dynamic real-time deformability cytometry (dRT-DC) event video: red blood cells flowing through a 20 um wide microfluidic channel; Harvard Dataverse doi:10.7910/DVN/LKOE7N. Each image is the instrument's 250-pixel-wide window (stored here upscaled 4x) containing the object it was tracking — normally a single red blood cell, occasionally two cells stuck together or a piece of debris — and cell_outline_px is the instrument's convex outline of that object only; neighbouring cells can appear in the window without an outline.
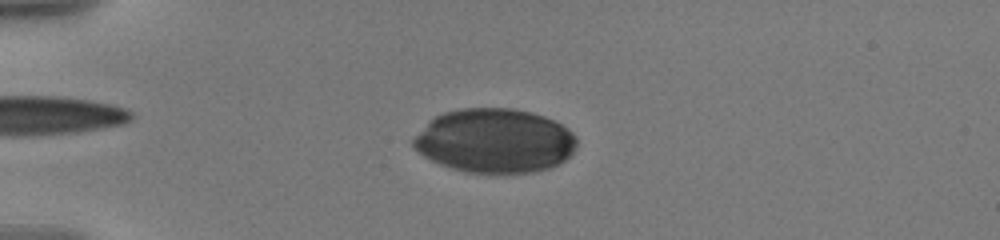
{"species": "human", "species_latin": "Homo sapiens", "temperature_condition": "warm", "stored_images_in_passage": 45, "camera_frame_rate_fps": 3000, "um_per_image_px": 0.085, "donor": {"sex": "male"}, "frame": {"image": 1, "passage_image": 10, "time_ms": 3.667, "image_size_px": [1000, 240], "cell_outline_px": [[576, 148], [572, 156], [548, 168], [532, 172], [468, 172], [452, 168], [440, 164], [424, 156], [412, 144], [412, 140], [428, 120], [444, 112], [460, 108], [512, 108], [532, 112], [556, 120], [568, 128], [576, 136]], "centroid_in_image_um": [42.08, 11.94], "position_along_channel_um": 42.9, "area_um2": 61.09}}
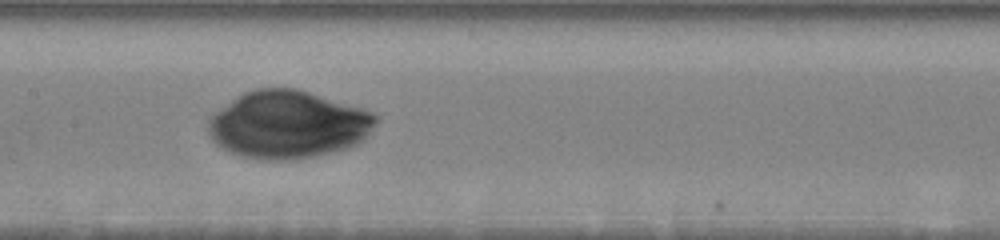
{"frame": {"image": 2, "passage_image": 24, "time_ms": 8.667, "image_size_px": [1000, 240], "cell_outline_px": [[380, 120], [364, 140], [348, 148], [312, 156], [292, 160], [260, 160], [240, 156], [228, 152], [220, 148], [212, 140], [208, 132], [208, 120], [216, 112], [236, 96], [244, 92], [256, 88], [296, 88], [364, 108], [380, 116]], "centroid_in_image_um": [24.5, 10.59], "position_along_channel_um": 182.9, "area_um2": 66.64}}
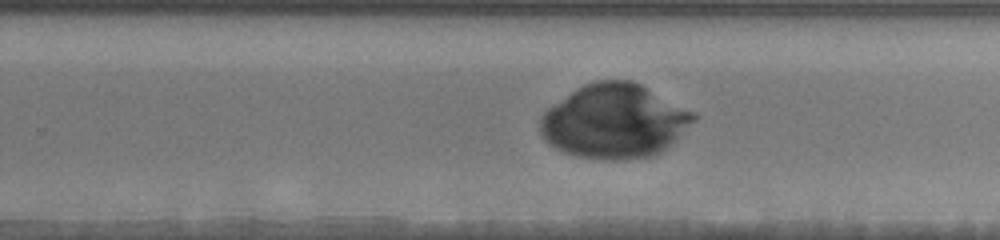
{"frame": {"image": 3, "passage_image": 32, "time_ms": 11.333, "image_size_px": [1000, 240], "cell_outline_px": [[700, 116], [676, 140], [656, 156], [624, 160], [604, 160], [576, 156], [564, 152], [548, 144], [540, 132], [540, 120], [544, 112], [552, 104], [576, 88], [584, 84], [596, 80], [632, 80], [696, 112]], "centroid_in_image_um": [52.25, 10.31], "position_along_channel_um": 277.6, "area_um2": 66.82}}